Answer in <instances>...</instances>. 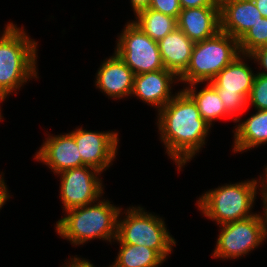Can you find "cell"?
<instances>
[{"label": "cell", "mask_w": 267, "mask_h": 267, "mask_svg": "<svg viewBox=\"0 0 267 267\" xmlns=\"http://www.w3.org/2000/svg\"><path fill=\"white\" fill-rule=\"evenodd\" d=\"M158 130L166 153L178 170L205 145L210 125L201 117L194 100L184 91L158 111Z\"/></svg>", "instance_id": "cell-1"}, {"label": "cell", "mask_w": 267, "mask_h": 267, "mask_svg": "<svg viewBox=\"0 0 267 267\" xmlns=\"http://www.w3.org/2000/svg\"><path fill=\"white\" fill-rule=\"evenodd\" d=\"M0 37V100L37 77V43L9 22Z\"/></svg>", "instance_id": "cell-2"}, {"label": "cell", "mask_w": 267, "mask_h": 267, "mask_svg": "<svg viewBox=\"0 0 267 267\" xmlns=\"http://www.w3.org/2000/svg\"><path fill=\"white\" fill-rule=\"evenodd\" d=\"M93 204L66 211L65 217L58 220L55 226L61 238L68 239L72 245H81L95 238L110 243L116 239L121 208L105 199Z\"/></svg>", "instance_id": "cell-3"}, {"label": "cell", "mask_w": 267, "mask_h": 267, "mask_svg": "<svg viewBox=\"0 0 267 267\" xmlns=\"http://www.w3.org/2000/svg\"><path fill=\"white\" fill-rule=\"evenodd\" d=\"M248 180L225 184L202 194L197 200L198 209L217 225L242 220L253 216L251 209L262 181ZM258 184V185H257ZM251 212V213H250Z\"/></svg>", "instance_id": "cell-4"}, {"label": "cell", "mask_w": 267, "mask_h": 267, "mask_svg": "<svg viewBox=\"0 0 267 267\" xmlns=\"http://www.w3.org/2000/svg\"><path fill=\"white\" fill-rule=\"evenodd\" d=\"M239 54L238 40L220 30L213 37L194 43L189 65L179 81L188 85L211 82Z\"/></svg>", "instance_id": "cell-5"}, {"label": "cell", "mask_w": 267, "mask_h": 267, "mask_svg": "<svg viewBox=\"0 0 267 267\" xmlns=\"http://www.w3.org/2000/svg\"><path fill=\"white\" fill-rule=\"evenodd\" d=\"M126 211L124 212L125 218L122 219L120 209L115 240L119 244L146 246L155 250L166 260L172 252V246L176 245V241L168 232L164 220L155 214L145 212L140 206L129 207Z\"/></svg>", "instance_id": "cell-6"}, {"label": "cell", "mask_w": 267, "mask_h": 267, "mask_svg": "<svg viewBox=\"0 0 267 267\" xmlns=\"http://www.w3.org/2000/svg\"><path fill=\"white\" fill-rule=\"evenodd\" d=\"M263 213L262 216L255 213L248 218L219 225L220 235L212 257L238 259L262 244L267 238V219Z\"/></svg>", "instance_id": "cell-7"}, {"label": "cell", "mask_w": 267, "mask_h": 267, "mask_svg": "<svg viewBox=\"0 0 267 267\" xmlns=\"http://www.w3.org/2000/svg\"><path fill=\"white\" fill-rule=\"evenodd\" d=\"M247 57L248 55L239 54L210 82L216 88L225 110L231 117L247 110L248 97L256 75L243 61V58L245 60Z\"/></svg>", "instance_id": "cell-8"}, {"label": "cell", "mask_w": 267, "mask_h": 267, "mask_svg": "<svg viewBox=\"0 0 267 267\" xmlns=\"http://www.w3.org/2000/svg\"><path fill=\"white\" fill-rule=\"evenodd\" d=\"M118 36L115 52L134 75L165 69L157 41L152 40L132 21Z\"/></svg>", "instance_id": "cell-9"}, {"label": "cell", "mask_w": 267, "mask_h": 267, "mask_svg": "<svg viewBox=\"0 0 267 267\" xmlns=\"http://www.w3.org/2000/svg\"><path fill=\"white\" fill-rule=\"evenodd\" d=\"M101 173L96 168L84 165L57 174L61 176L60 198L65 212L99 201L104 193L101 178H98Z\"/></svg>", "instance_id": "cell-10"}, {"label": "cell", "mask_w": 267, "mask_h": 267, "mask_svg": "<svg viewBox=\"0 0 267 267\" xmlns=\"http://www.w3.org/2000/svg\"><path fill=\"white\" fill-rule=\"evenodd\" d=\"M78 146L82 162L86 166L96 168L100 172L111 166L117 153V132H93L76 128L70 132Z\"/></svg>", "instance_id": "cell-11"}, {"label": "cell", "mask_w": 267, "mask_h": 267, "mask_svg": "<svg viewBox=\"0 0 267 267\" xmlns=\"http://www.w3.org/2000/svg\"><path fill=\"white\" fill-rule=\"evenodd\" d=\"M36 153L34 158L48 165L56 174L67 169L85 165L82 162L78 146L71 133L49 135Z\"/></svg>", "instance_id": "cell-12"}, {"label": "cell", "mask_w": 267, "mask_h": 267, "mask_svg": "<svg viewBox=\"0 0 267 267\" xmlns=\"http://www.w3.org/2000/svg\"><path fill=\"white\" fill-rule=\"evenodd\" d=\"M175 80L179 82V77L167 69L135 75L131 95L152 107H157L159 111L175 96L171 92V84L175 83Z\"/></svg>", "instance_id": "cell-13"}, {"label": "cell", "mask_w": 267, "mask_h": 267, "mask_svg": "<svg viewBox=\"0 0 267 267\" xmlns=\"http://www.w3.org/2000/svg\"><path fill=\"white\" fill-rule=\"evenodd\" d=\"M177 28L194 43L213 37L221 30L220 6L181 9Z\"/></svg>", "instance_id": "cell-14"}, {"label": "cell", "mask_w": 267, "mask_h": 267, "mask_svg": "<svg viewBox=\"0 0 267 267\" xmlns=\"http://www.w3.org/2000/svg\"><path fill=\"white\" fill-rule=\"evenodd\" d=\"M96 74L95 86L106 96L114 99L131 96L135 75L116 52L102 63Z\"/></svg>", "instance_id": "cell-15"}, {"label": "cell", "mask_w": 267, "mask_h": 267, "mask_svg": "<svg viewBox=\"0 0 267 267\" xmlns=\"http://www.w3.org/2000/svg\"><path fill=\"white\" fill-rule=\"evenodd\" d=\"M219 3L221 31L237 40L262 18L253 0H219Z\"/></svg>", "instance_id": "cell-16"}, {"label": "cell", "mask_w": 267, "mask_h": 267, "mask_svg": "<svg viewBox=\"0 0 267 267\" xmlns=\"http://www.w3.org/2000/svg\"><path fill=\"white\" fill-rule=\"evenodd\" d=\"M157 43L165 69L179 77L189 65L194 42L176 28Z\"/></svg>", "instance_id": "cell-17"}, {"label": "cell", "mask_w": 267, "mask_h": 267, "mask_svg": "<svg viewBox=\"0 0 267 267\" xmlns=\"http://www.w3.org/2000/svg\"><path fill=\"white\" fill-rule=\"evenodd\" d=\"M233 120L235 123L240 122L233 131L235 132L233 152L240 153L267 144V110H257L244 121H240L239 117Z\"/></svg>", "instance_id": "cell-18"}, {"label": "cell", "mask_w": 267, "mask_h": 267, "mask_svg": "<svg viewBox=\"0 0 267 267\" xmlns=\"http://www.w3.org/2000/svg\"><path fill=\"white\" fill-rule=\"evenodd\" d=\"M199 83H193L184 88L183 90L194 100L201 117L212 126V122L222 118H231L225 110L223 102L216 90V88L208 82L203 89L199 92L195 90Z\"/></svg>", "instance_id": "cell-19"}, {"label": "cell", "mask_w": 267, "mask_h": 267, "mask_svg": "<svg viewBox=\"0 0 267 267\" xmlns=\"http://www.w3.org/2000/svg\"><path fill=\"white\" fill-rule=\"evenodd\" d=\"M132 22L157 42L177 28V18L150 8L138 12L136 20H132Z\"/></svg>", "instance_id": "cell-20"}, {"label": "cell", "mask_w": 267, "mask_h": 267, "mask_svg": "<svg viewBox=\"0 0 267 267\" xmlns=\"http://www.w3.org/2000/svg\"><path fill=\"white\" fill-rule=\"evenodd\" d=\"M113 267H159L165 261L155 250L143 245L120 244Z\"/></svg>", "instance_id": "cell-21"}, {"label": "cell", "mask_w": 267, "mask_h": 267, "mask_svg": "<svg viewBox=\"0 0 267 267\" xmlns=\"http://www.w3.org/2000/svg\"><path fill=\"white\" fill-rule=\"evenodd\" d=\"M240 54L249 55L259 47L267 46V18L262 17L238 40Z\"/></svg>", "instance_id": "cell-22"}, {"label": "cell", "mask_w": 267, "mask_h": 267, "mask_svg": "<svg viewBox=\"0 0 267 267\" xmlns=\"http://www.w3.org/2000/svg\"><path fill=\"white\" fill-rule=\"evenodd\" d=\"M252 104L256 110H267V76L256 74L248 97V105Z\"/></svg>", "instance_id": "cell-23"}, {"label": "cell", "mask_w": 267, "mask_h": 267, "mask_svg": "<svg viewBox=\"0 0 267 267\" xmlns=\"http://www.w3.org/2000/svg\"><path fill=\"white\" fill-rule=\"evenodd\" d=\"M149 8L174 18L181 11L179 0H151Z\"/></svg>", "instance_id": "cell-24"}, {"label": "cell", "mask_w": 267, "mask_h": 267, "mask_svg": "<svg viewBox=\"0 0 267 267\" xmlns=\"http://www.w3.org/2000/svg\"><path fill=\"white\" fill-rule=\"evenodd\" d=\"M250 60H254L258 62V65H261V68H263L262 72H258V74H263L267 76V46H262L254 50L252 53L248 55Z\"/></svg>", "instance_id": "cell-25"}, {"label": "cell", "mask_w": 267, "mask_h": 267, "mask_svg": "<svg viewBox=\"0 0 267 267\" xmlns=\"http://www.w3.org/2000/svg\"><path fill=\"white\" fill-rule=\"evenodd\" d=\"M181 9L206 7V6H220L219 0H179Z\"/></svg>", "instance_id": "cell-26"}, {"label": "cell", "mask_w": 267, "mask_h": 267, "mask_svg": "<svg viewBox=\"0 0 267 267\" xmlns=\"http://www.w3.org/2000/svg\"><path fill=\"white\" fill-rule=\"evenodd\" d=\"M71 260L67 261V265L64 267H95L92 263H90L87 259L77 258L74 256V258H70Z\"/></svg>", "instance_id": "cell-27"}, {"label": "cell", "mask_w": 267, "mask_h": 267, "mask_svg": "<svg viewBox=\"0 0 267 267\" xmlns=\"http://www.w3.org/2000/svg\"><path fill=\"white\" fill-rule=\"evenodd\" d=\"M130 1L132 4L134 13L136 15L138 12L149 8L151 0H130Z\"/></svg>", "instance_id": "cell-28"}, {"label": "cell", "mask_w": 267, "mask_h": 267, "mask_svg": "<svg viewBox=\"0 0 267 267\" xmlns=\"http://www.w3.org/2000/svg\"><path fill=\"white\" fill-rule=\"evenodd\" d=\"M7 186L5 185L3 176L0 178V209L4 204H6V201L10 197L9 191L7 190Z\"/></svg>", "instance_id": "cell-29"}, {"label": "cell", "mask_w": 267, "mask_h": 267, "mask_svg": "<svg viewBox=\"0 0 267 267\" xmlns=\"http://www.w3.org/2000/svg\"><path fill=\"white\" fill-rule=\"evenodd\" d=\"M262 17L267 18V0H253Z\"/></svg>", "instance_id": "cell-30"}, {"label": "cell", "mask_w": 267, "mask_h": 267, "mask_svg": "<svg viewBox=\"0 0 267 267\" xmlns=\"http://www.w3.org/2000/svg\"><path fill=\"white\" fill-rule=\"evenodd\" d=\"M265 178L263 179L260 175V179L262 180V187H261V193L262 196H267V166H265ZM266 184V185H265Z\"/></svg>", "instance_id": "cell-31"}, {"label": "cell", "mask_w": 267, "mask_h": 267, "mask_svg": "<svg viewBox=\"0 0 267 267\" xmlns=\"http://www.w3.org/2000/svg\"><path fill=\"white\" fill-rule=\"evenodd\" d=\"M262 197H263L262 199H263V204H264L263 210L266 214V219H267V196H262Z\"/></svg>", "instance_id": "cell-32"}, {"label": "cell", "mask_w": 267, "mask_h": 267, "mask_svg": "<svg viewBox=\"0 0 267 267\" xmlns=\"http://www.w3.org/2000/svg\"><path fill=\"white\" fill-rule=\"evenodd\" d=\"M1 102H2V101L0 100V104H1ZM0 111H1V109H0ZM1 119H2V115H1V112H0V120H1Z\"/></svg>", "instance_id": "cell-33"}]
</instances>
